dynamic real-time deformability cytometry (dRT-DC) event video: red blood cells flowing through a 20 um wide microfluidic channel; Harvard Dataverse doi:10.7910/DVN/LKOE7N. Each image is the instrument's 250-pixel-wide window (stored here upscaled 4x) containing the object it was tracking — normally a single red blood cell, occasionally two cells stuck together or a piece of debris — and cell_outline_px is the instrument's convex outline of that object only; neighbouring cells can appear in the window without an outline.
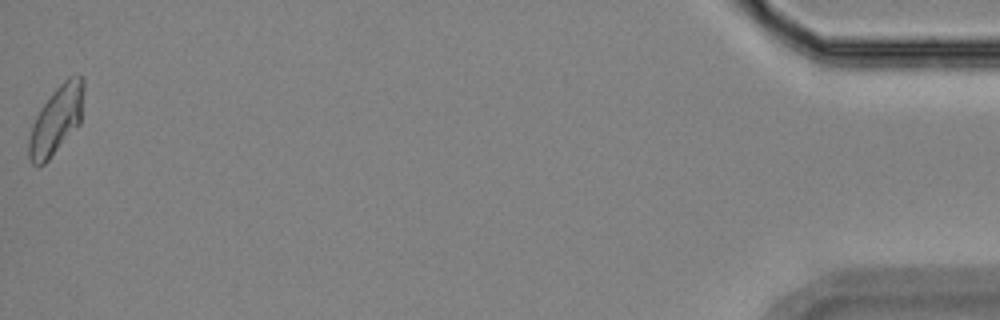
{"species": "Egyptian fruit bat (a non-hibernating species)", "species_latin": "Rousettus aegyptiacus", "temperature_condition": "room temperature", "stored_images_in_passage": 13, "camera_frame_rate_fps": 3000, "um_per_image_px": 0.085, "animal": {"sex": "female"}, "frame": {"image": 1, "passage_image": 13, "time_ms": 15.667, "image_size_px": [1000, 320], "cell_outline_px": [[84, 92], [80, 124], [48, 160], [44, 164], [32, 164], [28, 156], [28, 140], [32, 124], [40, 108], [52, 92], [68, 76], [84, 76]], "centroid_in_image_um": [4.79, 10.18], "position_along_channel_um": 430.4, "area_um2": 21.79}}